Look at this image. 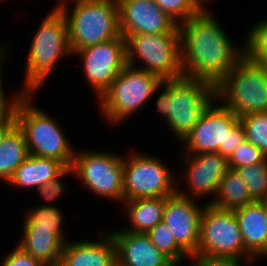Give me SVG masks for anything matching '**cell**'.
Returning <instances> with one entry per match:
<instances>
[{
  "label": "cell",
  "instance_id": "cell-1",
  "mask_svg": "<svg viewBox=\"0 0 267 266\" xmlns=\"http://www.w3.org/2000/svg\"><path fill=\"white\" fill-rule=\"evenodd\" d=\"M178 28L184 77L216 87L244 56V47L229 39L214 13L197 14Z\"/></svg>",
  "mask_w": 267,
  "mask_h": 266
},
{
  "label": "cell",
  "instance_id": "cell-2",
  "mask_svg": "<svg viewBox=\"0 0 267 266\" xmlns=\"http://www.w3.org/2000/svg\"><path fill=\"white\" fill-rule=\"evenodd\" d=\"M156 100L159 115L182 142L207 107L216 100L215 87L204 80L181 77L162 80Z\"/></svg>",
  "mask_w": 267,
  "mask_h": 266
},
{
  "label": "cell",
  "instance_id": "cell-3",
  "mask_svg": "<svg viewBox=\"0 0 267 266\" xmlns=\"http://www.w3.org/2000/svg\"><path fill=\"white\" fill-rule=\"evenodd\" d=\"M67 20L52 8L42 20L30 45L25 76V93H34L46 82L62 57L71 56Z\"/></svg>",
  "mask_w": 267,
  "mask_h": 266
},
{
  "label": "cell",
  "instance_id": "cell-4",
  "mask_svg": "<svg viewBox=\"0 0 267 266\" xmlns=\"http://www.w3.org/2000/svg\"><path fill=\"white\" fill-rule=\"evenodd\" d=\"M34 93H25L14 106L17 126L23 131L28 153L53 158L67 168L72 166L75 149L61 125L45 109L32 103ZM34 105V106H33Z\"/></svg>",
  "mask_w": 267,
  "mask_h": 266
},
{
  "label": "cell",
  "instance_id": "cell-5",
  "mask_svg": "<svg viewBox=\"0 0 267 266\" xmlns=\"http://www.w3.org/2000/svg\"><path fill=\"white\" fill-rule=\"evenodd\" d=\"M72 3V11L68 4L60 8L67 20L72 54L121 35L117 0H82Z\"/></svg>",
  "mask_w": 267,
  "mask_h": 266
},
{
  "label": "cell",
  "instance_id": "cell-6",
  "mask_svg": "<svg viewBox=\"0 0 267 266\" xmlns=\"http://www.w3.org/2000/svg\"><path fill=\"white\" fill-rule=\"evenodd\" d=\"M161 82L158 76L126 64L99 98L100 112L106 122L118 126L128 120L130 115L147 105L157 91H161Z\"/></svg>",
  "mask_w": 267,
  "mask_h": 266
},
{
  "label": "cell",
  "instance_id": "cell-7",
  "mask_svg": "<svg viewBox=\"0 0 267 266\" xmlns=\"http://www.w3.org/2000/svg\"><path fill=\"white\" fill-rule=\"evenodd\" d=\"M216 100L238 117L267 112V66L245 55L215 87Z\"/></svg>",
  "mask_w": 267,
  "mask_h": 266
},
{
  "label": "cell",
  "instance_id": "cell-8",
  "mask_svg": "<svg viewBox=\"0 0 267 266\" xmlns=\"http://www.w3.org/2000/svg\"><path fill=\"white\" fill-rule=\"evenodd\" d=\"M202 206L199 244L195 256L231 258L252 263L254 257L245 249L234 211L207 203Z\"/></svg>",
  "mask_w": 267,
  "mask_h": 266
},
{
  "label": "cell",
  "instance_id": "cell-9",
  "mask_svg": "<svg viewBox=\"0 0 267 266\" xmlns=\"http://www.w3.org/2000/svg\"><path fill=\"white\" fill-rule=\"evenodd\" d=\"M125 42L127 64L137 67V62L143 63L138 68L161 80L183 77L180 33L132 34Z\"/></svg>",
  "mask_w": 267,
  "mask_h": 266
},
{
  "label": "cell",
  "instance_id": "cell-10",
  "mask_svg": "<svg viewBox=\"0 0 267 266\" xmlns=\"http://www.w3.org/2000/svg\"><path fill=\"white\" fill-rule=\"evenodd\" d=\"M174 178L167 164L150 154L134 153L124 157L123 201L170 197L176 194Z\"/></svg>",
  "mask_w": 267,
  "mask_h": 266
},
{
  "label": "cell",
  "instance_id": "cell-11",
  "mask_svg": "<svg viewBox=\"0 0 267 266\" xmlns=\"http://www.w3.org/2000/svg\"><path fill=\"white\" fill-rule=\"evenodd\" d=\"M123 161L107 151L76 150L71 168L94 195L123 203Z\"/></svg>",
  "mask_w": 267,
  "mask_h": 266
},
{
  "label": "cell",
  "instance_id": "cell-12",
  "mask_svg": "<svg viewBox=\"0 0 267 266\" xmlns=\"http://www.w3.org/2000/svg\"><path fill=\"white\" fill-rule=\"evenodd\" d=\"M73 55L81 58L83 75L96 93L97 100L127 64L126 42L122 35L78 50Z\"/></svg>",
  "mask_w": 267,
  "mask_h": 266
},
{
  "label": "cell",
  "instance_id": "cell-13",
  "mask_svg": "<svg viewBox=\"0 0 267 266\" xmlns=\"http://www.w3.org/2000/svg\"><path fill=\"white\" fill-rule=\"evenodd\" d=\"M214 102L217 103V100L207 107L182 141L187 155L216 152L226 158L227 132L239 121V117L222 104L214 105Z\"/></svg>",
  "mask_w": 267,
  "mask_h": 266
},
{
  "label": "cell",
  "instance_id": "cell-14",
  "mask_svg": "<svg viewBox=\"0 0 267 266\" xmlns=\"http://www.w3.org/2000/svg\"><path fill=\"white\" fill-rule=\"evenodd\" d=\"M120 34L179 33L178 23L153 0H117Z\"/></svg>",
  "mask_w": 267,
  "mask_h": 266
},
{
  "label": "cell",
  "instance_id": "cell-15",
  "mask_svg": "<svg viewBox=\"0 0 267 266\" xmlns=\"http://www.w3.org/2000/svg\"><path fill=\"white\" fill-rule=\"evenodd\" d=\"M185 156L183 177L187 182L188 193L176 187V194L195 200L207 195L215 198L220 180L229 170L227 158L216 152Z\"/></svg>",
  "mask_w": 267,
  "mask_h": 266
},
{
  "label": "cell",
  "instance_id": "cell-16",
  "mask_svg": "<svg viewBox=\"0 0 267 266\" xmlns=\"http://www.w3.org/2000/svg\"><path fill=\"white\" fill-rule=\"evenodd\" d=\"M198 200L174 194L166 199L162 221L172 232L177 244L189 255L197 254L200 219L203 207Z\"/></svg>",
  "mask_w": 267,
  "mask_h": 266
},
{
  "label": "cell",
  "instance_id": "cell-17",
  "mask_svg": "<svg viewBox=\"0 0 267 266\" xmlns=\"http://www.w3.org/2000/svg\"><path fill=\"white\" fill-rule=\"evenodd\" d=\"M116 246V266H173L175 263L152 243L146 233L109 230Z\"/></svg>",
  "mask_w": 267,
  "mask_h": 266
},
{
  "label": "cell",
  "instance_id": "cell-18",
  "mask_svg": "<svg viewBox=\"0 0 267 266\" xmlns=\"http://www.w3.org/2000/svg\"><path fill=\"white\" fill-rule=\"evenodd\" d=\"M95 240H67L59 266H116V246L109 232Z\"/></svg>",
  "mask_w": 267,
  "mask_h": 266
},
{
  "label": "cell",
  "instance_id": "cell-19",
  "mask_svg": "<svg viewBox=\"0 0 267 266\" xmlns=\"http://www.w3.org/2000/svg\"><path fill=\"white\" fill-rule=\"evenodd\" d=\"M22 230L18 247L45 266H59L65 242L51 228L23 227Z\"/></svg>",
  "mask_w": 267,
  "mask_h": 266
},
{
  "label": "cell",
  "instance_id": "cell-20",
  "mask_svg": "<svg viewBox=\"0 0 267 266\" xmlns=\"http://www.w3.org/2000/svg\"><path fill=\"white\" fill-rule=\"evenodd\" d=\"M66 169L67 167L56 159L29 154L7 183L16 189H34L56 179Z\"/></svg>",
  "mask_w": 267,
  "mask_h": 266
},
{
  "label": "cell",
  "instance_id": "cell-21",
  "mask_svg": "<svg viewBox=\"0 0 267 266\" xmlns=\"http://www.w3.org/2000/svg\"><path fill=\"white\" fill-rule=\"evenodd\" d=\"M233 211L239 224L245 249L255 258L267 243V223L263 201H256Z\"/></svg>",
  "mask_w": 267,
  "mask_h": 266
},
{
  "label": "cell",
  "instance_id": "cell-22",
  "mask_svg": "<svg viewBox=\"0 0 267 266\" xmlns=\"http://www.w3.org/2000/svg\"><path fill=\"white\" fill-rule=\"evenodd\" d=\"M168 197L138 198L123 201L127 208L130 227L123 228L131 233H147L163 219V210Z\"/></svg>",
  "mask_w": 267,
  "mask_h": 266
},
{
  "label": "cell",
  "instance_id": "cell-23",
  "mask_svg": "<svg viewBox=\"0 0 267 266\" xmlns=\"http://www.w3.org/2000/svg\"><path fill=\"white\" fill-rule=\"evenodd\" d=\"M253 202L245 181L235 170L229 169L220 180L215 198L207 204L220 209L234 210Z\"/></svg>",
  "mask_w": 267,
  "mask_h": 266
},
{
  "label": "cell",
  "instance_id": "cell-24",
  "mask_svg": "<svg viewBox=\"0 0 267 266\" xmlns=\"http://www.w3.org/2000/svg\"><path fill=\"white\" fill-rule=\"evenodd\" d=\"M28 155L24 133L16 125L0 144V180L8 182Z\"/></svg>",
  "mask_w": 267,
  "mask_h": 266
},
{
  "label": "cell",
  "instance_id": "cell-25",
  "mask_svg": "<svg viewBox=\"0 0 267 266\" xmlns=\"http://www.w3.org/2000/svg\"><path fill=\"white\" fill-rule=\"evenodd\" d=\"M25 214L23 227L51 228L64 242L68 240L63 229L64 215L56 205H49L46 202V204H42L35 209L30 208Z\"/></svg>",
  "mask_w": 267,
  "mask_h": 266
},
{
  "label": "cell",
  "instance_id": "cell-26",
  "mask_svg": "<svg viewBox=\"0 0 267 266\" xmlns=\"http://www.w3.org/2000/svg\"><path fill=\"white\" fill-rule=\"evenodd\" d=\"M234 170L247 184L254 202L267 199V158L254 165L237 167Z\"/></svg>",
  "mask_w": 267,
  "mask_h": 266
},
{
  "label": "cell",
  "instance_id": "cell-27",
  "mask_svg": "<svg viewBox=\"0 0 267 266\" xmlns=\"http://www.w3.org/2000/svg\"><path fill=\"white\" fill-rule=\"evenodd\" d=\"M152 243L160 252L169 257L175 264H182L184 259H190V256L177 244L172 232L162 221L146 233Z\"/></svg>",
  "mask_w": 267,
  "mask_h": 266
},
{
  "label": "cell",
  "instance_id": "cell-28",
  "mask_svg": "<svg viewBox=\"0 0 267 266\" xmlns=\"http://www.w3.org/2000/svg\"><path fill=\"white\" fill-rule=\"evenodd\" d=\"M244 45V55L256 63L267 66V18L258 21L248 29Z\"/></svg>",
  "mask_w": 267,
  "mask_h": 266
},
{
  "label": "cell",
  "instance_id": "cell-29",
  "mask_svg": "<svg viewBox=\"0 0 267 266\" xmlns=\"http://www.w3.org/2000/svg\"><path fill=\"white\" fill-rule=\"evenodd\" d=\"M239 120L245 130L246 140L267 155V112L247 114L239 117Z\"/></svg>",
  "mask_w": 267,
  "mask_h": 266
},
{
  "label": "cell",
  "instance_id": "cell-30",
  "mask_svg": "<svg viewBox=\"0 0 267 266\" xmlns=\"http://www.w3.org/2000/svg\"><path fill=\"white\" fill-rule=\"evenodd\" d=\"M266 158V154H264L250 141L245 140L234 150L227 160L229 169L234 170L237 167L254 165L255 163L264 161Z\"/></svg>",
  "mask_w": 267,
  "mask_h": 266
},
{
  "label": "cell",
  "instance_id": "cell-31",
  "mask_svg": "<svg viewBox=\"0 0 267 266\" xmlns=\"http://www.w3.org/2000/svg\"><path fill=\"white\" fill-rule=\"evenodd\" d=\"M153 1L178 24L199 14L188 0Z\"/></svg>",
  "mask_w": 267,
  "mask_h": 266
},
{
  "label": "cell",
  "instance_id": "cell-32",
  "mask_svg": "<svg viewBox=\"0 0 267 266\" xmlns=\"http://www.w3.org/2000/svg\"><path fill=\"white\" fill-rule=\"evenodd\" d=\"M68 174L74 175V170L69 167L67 168L61 175H59L56 179L51 180L37 188L39 194L46 201H55L60 195L64 194L63 191L65 189V185L60 179L61 177L67 176Z\"/></svg>",
  "mask_w": 267,
  "mask_h": 266
},
{
  "label": "cell",
  "instance_id": "cell-33",
  "mask_svg": "<svg viewBox=\"0 0 267 266\" xmlns=\"http://www.w3.org/2000/svg\"><path fill=\"white\" fill-rule=\"evenodd\" d=\"M0 266H45L32 255L24 252L16 245L6 257L2 259Z\"/></svg>",
  "mask_w": 267,
  "mask_h": 266
},
{
  "label": "cell",
  "instance_id": "cell-34",
  "mask_svg": "<svg viewBox=\"0 0 267 266\" xmlns=\"http://www.w3.org/2000/svg\"><path fill=\"white\" fill-rule=\"evenodd\" d=\"M192 266H250L246 262L231 258H209L202 256H190Z\"/></svg>",
  "mask_w": 267,
  "mask_h": 266
},
{
  "label": "cell",
  "instance_id": "cell-35",
  "mask_svg": "<svg viewBox=\"0 0 267 266\" xmlns=\"http://www.w3.org/2000/svg\"><path fill=\"white\" fill-rule=\"evenodd\" d=\"M246 140L245 130L240 120L227 132L226 158L228 159L234 150Z\"/></svg>",
  "mask_w": 267,
  "mask_h": 266
},
{
  "label": "cell",
  "instance_id": "cell-36",
  "mask_svg": "<svg viewBox=\"0 0 267 266\" xmlns=\"http://www.w3.org/2000/svg\"><path fill=\"white\" fill-rule=\"evenodd\" d=\"M17 125L14 106L0 118V144L8 133Z\"/></svg>",
  "mask_w": 267,
  "mask_h": 266
},
{
  "label": "cell",
  "instance_id": "cell-37",
  "mask_svg": "<svg viewBox=\"0 0 267 266\" xmlns=\"http://www.w3.org/2000/svg\"><path fill=\"white\" fill-rule=\"evenodd\" d=\"M5 45V46H4ZM2 44V46L0 45V95H2L12 106H15L16 105V103L23 97V95L25 94V92H24V90L23 89H21L18 93L16 92V94H14L13 96H10V98L9 97H7V95L5 94V92H4V87H3V82H2V67L3 66H1L2 65V63H3V61H4V58L6 57V49H7V44ZM6 47V48H5Z\"/></svg>",
  "mask_w": 267,
  "mask_h": 266
},
{
  "label": "cell",
  "instance_id": "cell-38",
  "mask_svg": "<svg viewBox=\"0 0 267 266\" xmlns=\"http://www.w3.org/2000/svg\"><path fill=\"white\" fill-rule=\"evenodd\" d=\"M191 4V6L199 13H212L210 10L207 9V1L210 2V0H188ZM204 2V3H203Z\"/></svg>",
  "mask_w": 267,
  "mask_h": 266
},
{
  "label": "cell",
  "instance_id": "cell-39",
  "mask_svg": "<svg viewBox=\"0 0 267 266\" xmlns=\"http://www.w3.org/2000/svg\"><path fill=\"white\" fill-rule=\"evenodd\" d=\"M13 106L0 95V118H2Z\"/></svg>",
  "mask_w": 267,
  "mask_h": 266
},
{
  "label": "cell",
  "instance_id": "cell-40",
  "mask_svg": "<svg viewBox=\"0 0 267 266\" xmlns=\"http://www.w3.org/2000/svg\"><path fill=\"white\" fill-rule=\"evenodd\" d=\"M263 210H264V215H265L266 223H267V199L263 201ZM264 256L267 258V243L265 245V248L254 258L255 259L254 262Z\"/></svg>",
  "mask_w": 267,
  "mask_h": 266
},
{
  "label": "cell",
  "instance_id": "cell-41",
  "mask_svg": "<svg viewBox=\"0 0 267 266\" xmlns=\"http://www.w3.org/2000/svg\"><path fill=\"white\" fill-rule=\"evenodd\" d=\"M75 2V1H82V0H58V3L53 7L54 9H60L63 6H65L66 4H69L71 2Z\"/></svg>",
  "mask_w": 267,
  "mask_h": 266
},
{
  "label": "cell",
  "instance_id": "cell-42",
  "mask_svg": "<svg viewBox=\"0 0 267 266\" xmlns=\"http://www.w3.org/2000/svg\"><path fill=\"white\" fill-rule=\"evenodd\" d=\"M173 266H181V264H174ZM190 266H192V265H190Z\"/></svg>",
  "mask_w": 267,
  "mask_h": 266
}]
</instances>
